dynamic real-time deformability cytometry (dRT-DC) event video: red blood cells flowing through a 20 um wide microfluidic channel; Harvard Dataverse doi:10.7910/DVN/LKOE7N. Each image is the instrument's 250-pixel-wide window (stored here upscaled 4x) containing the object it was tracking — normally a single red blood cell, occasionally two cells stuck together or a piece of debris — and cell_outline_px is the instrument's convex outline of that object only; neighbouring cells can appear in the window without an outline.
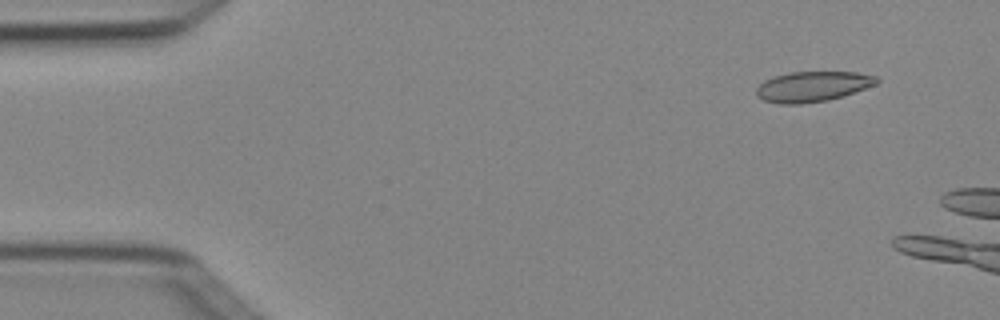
{"species": "Egyptian fruit bat (a non-hibernating species)", "species_latin": "Rousettus aegyptiacus", "temperature_condition": "cold", "stored_images_in_passage": 5, "camera_frame_rate_fps": 3000, "um_per_image_px": 0.085, "animal": {"sex": "female"}, "frame": {"image": 1, "passage_image": 2, "time_ms": 0.333, "image_size_px": [1000, 320], "cell_outline_px": [[880, 80], [876, 84], [844, 96], [828, 100], [800, 104], [780, 104], [764, 100], [756, 96], [756, 88], [764, 80], [788, 72], [856, 72], [876, 76]], "centroid_in_image_um": [69.07, 7.36], "position_along_channel_um": 15.9, "area_um2": 21.27}}